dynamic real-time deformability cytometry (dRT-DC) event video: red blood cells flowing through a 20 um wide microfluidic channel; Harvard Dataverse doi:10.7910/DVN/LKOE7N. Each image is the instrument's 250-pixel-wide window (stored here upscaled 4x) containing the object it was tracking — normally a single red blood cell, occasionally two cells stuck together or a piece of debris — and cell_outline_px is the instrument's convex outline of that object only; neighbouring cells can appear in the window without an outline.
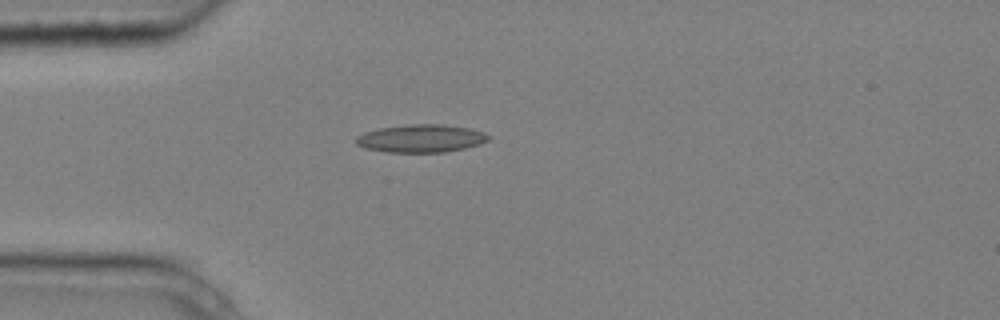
{"species": "common noctule bat (a hibernating species)", "species_latin": "Nyctalus noctula", "temperature_condition": "cold", "stored_images_in_passage": 2, "camera_frame_rate_fps": 3000, "um_per_image_px": 0.085, "animal": {"sex": "male", "body_mass_g": 20.4}, "frame": {"image": 1, "passage_image": 1, "time_ms": 0.0, "image_size_px": [1000, 320], "cell_outline_px": [[492, 136], [488, 140], [480, 144], [464, 148], [444, 152], [388, 152], [364, 148], [356, 144], [356, 136], [364, 132], [380, 128], [408, 124], [444, 124], [468, 128], [484, 132]], "centroid_in_image_um": [35.79, 11.76], "position_along_channel_um": 49.2, "area_um2": 21.56}}